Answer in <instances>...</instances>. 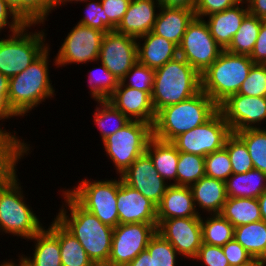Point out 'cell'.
Returning <instances> with one entry per match:
<instances>
[{"mask_svg": "<svg viewBox=\"0 0 266 266\" xmlns=\"http://www.w3.org/2000/svg\"><path fill=\"white\" fill-rule=\"evenodd\" d=\"M61 192L65 203L55 218L81 243L96 266L106 265L111 253L114 228L82 208L65 188Z\"/></svg>", "mask_w": 266, "mask_h": 266, "instance_id": "cell-1", "label": "cell"}, {"mask_svg": "<svg viewBox=\"0 0 266 266\" xmlns=\"http://www.w3.org/2000/svg\"><path fill=\"white\" fill-rule=\"evenodd\" d=\"M48 47L24 71L9 78L8 104L17 116H26L48 98H54L55 89L49 75Z\"/></svg>", "mask_w": 266, "mask_h": 266, "instance_id": "cell-2", "label": "cell"}, {"mask_svg": "<svg viewBox=\"0 0 266 266\" xmlns=\"http://www.w3.org/2000/svg\"><path fill=\"white\" fill-rule=\"evenodd\" d=\"M218 105L202 90L193 97L160 109L152 126L153 137L172 142L180 134L204 124Z\"/></svg>", "mask_w": 266, "mask_h": 266, "instance_id": "cell-3", "label": "cell"}, {"mask_svg": "<svg viewBox=\"0 0 266 266\" xmlns=\"http://www.w3.org/2000/svg\"><path fill=\"white\" fill-rule=\"evenodd\" d=\"M201 91V75L179 55L155 69L151 94L155 112Z\"/></svg>", "mask_w": 266, "mask_h": 266, "instance_id": "cell-4", "label": "cell"}, {"mask_svg": "<svg viewBox=\"0 0 266 266\" xmlns=\"http://www.w3.org/2000/svg\"><path fill=\"white\" fill-rule=\"evenodd\" d=\"M43 25L44 22L34 16L18 31L0 38V73L11 78L24 71L31 65L50 45L46 43L45 30L29 32L34 26Z\"/></svg>", "mask_w": 266, "mask_h": 266, "instance_id": "cell-5", "label": "cell"}, {"mask_svg": "<svg viewBox=\"0 0 266 266\" xmlns=\"http://www.w3.org/2000/svg\"><path fill=\"white\" fill-rule=\"evenodd\" d=\"M18 175L0 183V232L31 239L44 225L39 216L26 204L25 194Z\"/></svg>", "mask_w": 266, "mask_h": 266, "instance_id": "cell-6", "label": "cell"}, {"mask_svg": "<svg viewBox=\"0 0 266 266\" xmlns=\"http://www.w3.org/2000/svg\"><path fill=\"white\" fill-rule=\"evenodd\" d=\"M255 63L249 55L232 54L223 50L216 61L201 74V90L218 106L237 94Z\"/></svg>", "mask_w": 266, "mask_h": 266, "instance_id": "cell-7", "label": "cell"}, {"mask_svg": "<svg viewBox=\"0 0 266 266\" xmlns=\"http://www.w3.org/2000/svg\"><path fill=\"white\" fill-rule=\"evenodd\" d=\"M65 191L86 211L102 223L115 228L119 225L117 209L118 178L92 180L84 178L73 189Z\"/></svg>", "mask_w": 266, "mask_h": 266, "instance_id": "cell-8", "label": "cell"}, {"mask_svg": "<svg viewBox=\"0 0 266 266\" xmlns=\"http://www.w3.org/2000/svg\"><path fill=\"white\" fill-rule=\"evenodd\" d=\"M152 137L151 124L131 120L126 126L102 141L107 157L117 170L116 174L122 175L138 157L146 152Z\"/></svg>", "mask_w": 266, "mask_h": 266, "instance_id": "cell-9", "label": "cell"}, {"mask_svg": "<svg viewBox=\"0 0 266 266\" xmlns=\"http://www.w3.org/2000/svg\"><path fill=\"white\" fill-rule=\"evenodd\" d=\"M223 49L212 37L205 19L194 17L178 46V54L200 75L219 57Z\"/></svg>", "mask_w": 266, "mask_h": 266, "instance_id": "cell-10", "label": "cell"}, {"mask_svg": "<svg viewBox=\"0 0 266 266\" xmlns=\"http://www.w3.org/2000/svg\"><path fill=\"white\" fill-rule=\"evenodd\" d=\"M228 123L218 110L204 124L180 134L172 143L179 152L206 155L224 147L227 137L231 134Z\"/></svg>", "mask_w": 266, "mask_h": 266, "instance_id": "cell-11", "label": "cell"}, {"mask_svg": "<svg viewBox=\"0 0 266 266\" xmlns=\"http://www.w3.org/2000/svg\"><path fill=\"white\" fill-rule=\"evenodd\" d=\"M103 35L98 29L75 24L61 44L53 65L59 68L73 63H98Z\"/></svg>", "mask_w": 266, "mask_h": 266, "instance_id": "cell-12", "label": "cell"}, {"mask_svg": "<svg viewBox=\"0 0 266 266\" xmlns=\"http://www.w3.org/2000/svg\"><path fill=\"white\" fill-rule=\"evenodd\" d=\"M158 224H119L113 230L111 253L105 266H127L156 234Z\"/></svg>", "mask_w": 266, "mask_h": 266, "instance_id": "cell-13", "label": "cell"}, {"mask_svg": "<svg viewBox=\"0 0 266 266\" xmlns=\"http://www.w3.org/2000/svg\"><path fill=\"white\" fill-rule=\"evenodd\" d=\"M231 132L261 128L266 122V97L233 94L218 106Z\"/></svg>", "mask_w": 266, "mask_h": 266, "instance_id": "cell-14", "label": "cell"}, {"mask_svg": "<svg viewBox=\"0 0 266 266\" xmlns=\"http://www.w3.org/2000/svg\"><path fill=\"white\" fill-rule=\"evenodd\" d=\"M137 61L136 38L116 31L104 33L98 62H101L119 81Z\"/></svg>", "mask_w": 266, "mask_h": 266, "instance_id": "cell-15", "label": "cell"}, {"mask_svg": "<svg viewBox=\"0 0 266 266\" xmlns=\"http://www.w3.org/2000/svg\"><path fill=\"white\" fill-rule=\"evenodd\" d=\"M157 233L169 241L180 256L194 259L202 245L201 217L157 219Z\"/></svg>", "mask_w": 266, "mask_h": 266, "instance_id": "cell-16", "label": "cell"}, {"mask_svg": "<svg viewBox=\"0 0 266 266\" xmlns=\"http://www.w3.org/2000/svg\"><path fill=\"white\" fill-rule=\"evenodd\" d=\"M120 177L125 184L138 190L156 206L170 185L158 174L146 153L138 157Z\"/></svg>", "mask_w": 266, "mask_h": 266, "instance_id": "cell-17", "label": "cell"}, {"mask_svg": "<svg viewBox=\"0 0 266 266\" xmlns=\"http://www.w3.org/2000/svg\"><path fill=\"white\" fill-rule=\"evenodd\" d=\"M117 209L119 224L149 223L158 224L157 206L138 190L118 178Z\"/></svg>", "mask_w": 266, "mask_h": 266, "instance_id": "cell-18", "label": "cell"}, {"mask_svg": "<svg viewBox=\"0 0 266 266\" xmlns=\"http://www.w3.org/2000/svg\"><path fill=\"white\" fill-rule=\"evenodd\" d=\"M107 101L130 120L143 121L153 126L156 112L148 92L125 86L119 82L118 87Z\"/></svg>", "mask_w": 266, "mask_h": 266, "instance_id": "cell-19", "label": "cell"}, {"mask_svg": "<svg viewBox=\"0 0 266 266\" xmlns=\"http://www.w3.org/2000/svg\"><path fill=\"white\" fill-rule=\"evenodd\" d=\"M160 7L159 0H131L115 31L136 39L146 35L152 31Z\"/></svg>", "mask_w": 266, "mask_h": 266, "instance_id": "cell-20", "label": "cell"}, {"mask_svg": "<svg viewBox=\"0 0 266 266\" xmlns=\"http://www.w3.org/2000/svg\"><path fill=\"white\" fill-rule=\"evenodd\" d=\"M248 13L247 3L243 0L232 8L207 16L208 18L205 22L209 27L210 33L223 50L229 47L234 35L239 30L243 19Z\"/></svg>", "mask_w": 266, "mask_h": 266, "instance_id": "cell-21", "label": "cell"}, {"mask_svg": "<svg viewBox=\"0 0 266 266\" xmlns=\"http://www.w3.org/2000/svg\"><path fill=\"white\" fill-rule=\"evenodd\" d=\"M178 55V46L162 36L149 32L137 38L138 62L149 68L157 69Z\"/></svg>", "mask_w": 266, "mask_h": 266, "instance_id": "cell-22", "label": "cell"}, {"mask_svg": "<svg viewBox=\"0 0 266 266\" xmlns=\"http://www.w3.org/2000/svg\"><path fill=\"white\" fill-rule=\"evenodd\" d=\"M194 17L195 12L192 10L161 6L151 32L179 46Z\"/></svg>", "mask_w": 266, "mask_h": 266, "instance_id": "cell-23", "label": "cell"}, {"mask_svg": "<svg viewBox=\"0 0 266 266\" xmlns=\"http://www.w3.org/2000/svg\"><path fill=\"white\" fill-rule=\"evenodd\" d=\"M190 189L196 211L199 215H202L199 212L200 210H203L209 215L221 213L223 205L228 198L225 181L204 176L191 185ZM199 208L201 209L199 210Z\"/></svg>", "mask_w": 266, "mask_h": 266, "instance_id": "cell-24", "label": "cell"}, {"mask_svg": "<svg viewBox=\"0 0 266 266\" xmlns=\"http://www.w3.org/2000/svg\"><path fill=\"white\" fill-rule=\"evenodd\" d=\"M201 217L196 211L190 187L171 184L157 206V219Z\"/></svg>", "mask_w": 266, "mask_h": 266, "instance_id": "cell-25", "label": "cell"}, {"mask_svg": "<svg viewBox=\"0 0 266 266\" xmlns=\"http://www.w3.org/2000/svg\"><path fill=\"white\" fill-rule=\"evenodd\" d=\"M43 227L29 240L35 242L33 256L21 255V266H62L58 238L47 228ZM34 252V253H33Z\"/></svg>", "mask_w": 266, "mask_h": 266, "instance_id": "cell-26", "label": "cell"}, {"mask_svg": "<svg viewBox=\"0 0 266 266\" xmlns=\"http://www.w3.org/2000/svg\"><path fill=\"white\" fill-rule=\"evenodd\" d=\"M0 130V183L11 179L17 173V164L32 148L17 133ZM16 133V135H15Z\"/></svg>", "mask_w": 266, "mask_h": 266, "instance_id": "cell-27", "label": "cell"}, {"mask_svg": "<svg viewBox=\"0 0 266 266\" xmlns=\"http://www.w3.org/2000/svg\"><path fill=\"white\" fill-rule=\"evenodd\" d=\"M158 174L170 185H177V166L179 151L172 142H166L152 137L148 142L146 152ZM169 180V182H168ZM171 180L173 182L171 183Z\"/></svg>", "mask_w": 266, "mask_h": 266, "instance_id": "cell-28", "label": "cell"}, {"mask_svg": "<svg viewBox=\"0 0 266 266\" xmlns=\"http://www.w3.org/2000/svg\"><path fill=\"white\" fill-rule=\"evenodd\" d=\"M48 229L58 238L62 266H96L81 243L54 217Z\"/></svg>", "mask_w": 266, "mask_h": 266, "instance_id": "cell-29", "label": "cell"}, {"mask_svg": "<svg viewBox=\"0 0 266 266\" xmlns=\"http://www.w3.org/2000/svg\"><path fill=\"white\" fill-rule=\"evenodd\" d=\"M236 240L260 265H266V222L263 220L239 225L234 229Z\"/></svg>", "mask_w": 266, "mask_h": 266, "instance_id": "cell-30", "label": "cell"}, {"mask_svg": "<svg viewBox=\"0 0 266 266\" xmlns=\"http://www.w3.org/2000/svg\"><path fill=\"white\" fill-rule=\"evenodd\" d=\"M228 198H258L266 190V174L258 169L232 174L226 181Z\"/></svg>", "mask_w": 266, "mask_h": 266, "instance_id": "cell-31", "label": "cell"}, {"mask_svg": "<svg viewBox=\"0 0 266 266\" xmlns=\"http://www.w3.org/2000/svg\"><path fill=\"white\" fill-rule=\"evenodd\" d=\"M220 214L234 227L262 220L257 198H227Z\"/></svg>", "mask_w": 266, "mask_h": 266, "instance_id": "cell-32", "label": "cell"}, {"mask_svg": "<svg viewBox=\"0 0 266 266\" xmlns=\"http://www.w3.org/2000/svg\"><path fill=\"white\" fill-rule=\"evenodd\" d=\"M94 122L97 125L102 141L126 126L131 120L107 100L97 101ZM111 127V128H110Z\"/></svg>", "mask_w": 266, "mask_h": 266, "instance_id": "cell-33", "label": "cell"}, {"mask_svg": "<svg viewBox=\"0 0 266 266\" xmlns=\"http://www.w3.org/2000/svg\"><path fill=\"white\" fill-rule=\"evenodd\" d=\"M262 21L263 19L248 13L226 51L232 54L250 55L258 38Z\"/></svg>", "mask_w": 266, "mask_h": 266, "instance_id": "cell-34", "label": "cell"}, {"mask_svg": "<svg viewBox=\"0 0 266 266\" xmlns=\"http://www.w3.org/2000/svg\"><path fill=\"white\" fill-rule=\"evenodd\" d=\"M205 218L201 216L202 242L204 244L222 247L234 239L235 227L221 214H210Z\"/></svg>", "mask_w": 266, "mask_h": 266, "instance_id": "cell-35", "label": "cell"}, {"mask_svg": "<svg viewBox=\"0 0 266 266\" xmlns=\"http://www.w3.org/2000/svg\"><path fill=\"white\" fill-rule=\"evenodd\" d=\"M235 134L245 143L254 169L266 174V127L244 129Z\"/></svg>", "mask_w": 266, "mask_h": 266, "instance_id": "cell-36", "label": "cell"}, {"mask_svg": "<svg viewBox=\"0 0 266 266\" xmlns=\"http://www.w3.org/2000/svg\"><path fill=\"white\" fill-rule=\"evenodd\" d=\"M205 176V157L179 152L177 185L190 187Z\"/></svg>", "mask_w": 266, "mask_h": 266, "instance_id": "cell-37", "label": "cell"}, {"mask_svg": "<svg viewBox=\"0 0 266 266\" xmlns=\"http://www.w3.org/2000/svg\"><path fill=\"white\" fill-rule=\"evenodd\" d=\"M90 95L96 101L107 100L119 85V80L101 63L88 73Z\"/></svg>", "mask_w": 266, "mask_h": 266, "instance_id": "cell-38", "label": "cell"}, {"mask_svg": "<svg viewBox=\"0 0 266 266\" xmlns=\"http://www.w3.org/2000/svg\"><path fill=\"white\" fill-rule=\"evenodd\" d=\"M224 147L232 164V174L246 173L254 168L245 143L235 133L227 137Z\"/></svg>", "mask_w": 266, "mask_h": 266, "instance_id": "cell-39", "label": "cell"}, {"mask_svg": "<svg viewBox=\"0 0 266 266\" xmlns=\"http://www.w3.org/2000/svg\"><path fill=\"white\" fill-rule=\"evenodd\" d=\"M146 249L151 255L152 266H177L178 252L157 232L150 239Z\"/></svg>", "mask_w": 266, "mask_h": 266, "instance_id": "cell-40", "label": "cell"}, {"mask_svg": "<svg viewBox=\"0 0 266 266\" xmlns=\"http://www.w3.org/2000/svg\"><path fill=\"white\" fill-rule=\"evenodd\" d=\"M88 1L90 2L88 3ZM83 2L86 3V12H84L85 16L77 22L78 24L98 29L104 33L115 31L116 26L108 19L100 0H86Z\"/></svg>", "mask_w": 266, "mask_h": 266, "instance_id": "cell-41", "label": "cell"}, {"mask_svg": "<svg viewBox=\"0 0 266 266\" xmlns=\"http://www.w3.org/2000/svg\"><path fill=\"white\" fill-rule=\"evenodd\" d=\"M232 175V164L223 147L205 156V176L226 181Z\"/></svg>", "mask_w": 266, "mask_h": 266, "instance_id": "cell-42", "label": "cell"}, {"mask_svg": "<svg viewBox=\"0 0 266 266\" xmlns=\"http://www.w3.org/2000/svg\"><path fill=\"white\" fill-rule=\"evenodd\" d=\"M154 74L155 69L149 68L137 61L120 82L125 86L143 90L151 95L153 90Z\"/></svg>", "mask_w": 266, "mask_h": 266, "instance_id": "cell-43", "label": "cell"}, {"mask_svg": "<svg viewBox=\"0 0 266 266\" xmlns=\"http://www.w3.org/2000/svg\"><path fill=\"white\" fill-rule=\"evenodd\" d=\"M238 94L250 97H266V64H254L252 66Z\"/></svg>", "mask_w": 266, "mask_h": 266, "instance_id": "cell-44", "label": "cell"}, {"mask_svg": "<svg viewBox=\"0 0 266 266\" xmlns=\"http://www.w3.org/2000/svg\"><path fill=\"white\" fill-rule=\"evenodd\" d=\"M222 249L230 266H260L234 239L228 241Z\"/></svg>", "mask_w": 266, "mask_h": 266, "instance_id": "cell-45", "label": "cell"}, {"mask_svg": "<svg viewBox=\"0 0 266 266\" xmlns=\"http://www.w3.org/2000/svg\"><path fill=\"white\" fill-rule=\"evenodd\" d=\"M194 260L203 262L205 266H230L222 247L210 244L202 243Z\"/></svg>", "mask_w": 266, "mask_h": 266, "instance_id": "cell-46", "label": "cell"}, {"mask_svg": "<svg viewBox=\"0 0 266 266\" xmlns=\"http://www.w3.org/2000/svg\"><path fill=\"white\" fill-rule=\"evenodd\" d=\"M243 0H197L195 16L205 19L207 16L232 8Z\"/></svg>", "mask_w": 266, "mask_h": 266, "instance_id": "cell-47", "label": "cell"}, {"mask_svg": "<svg viewBox=\"0 0 266 266\" xmlns=\"http://www.w3.org/2000/svg\"><path fill=\"white\" fill-rule=\"evenodd\" d=\"M131 0H100L108 19L117 27L126 13Z\"/></svg>", "mask_w": 266, "mask_h": 266, "instance_id": "cell-48", "label": "cell"}, {"mask_svg": "<svg viewBox=\"0 0 266 266\" xmlns=\"http://www.w3.org/2000/svg\"><path fill=\"white\" fill-rule=\"evenodd\" d=\"M255 64H266V20H263L254 48L249 55Z\"/></svg>", "mask_w": 266, "mask_h": 266, "instance_id": "cell-49", "label": "cell"}, {"mask_svg": "<svg viewBox=\"0 0 266 266\" xmlns=\"http://www.w3.org/2000/svg\"><path fill=\"white\" fill-rule=\"evenodd\" d=\"M86 0H36V16H38L44 23L48 21L49 13L58 8L61 5H67L68 3H80ZM66 3V4H65Z\"/></svg>", "mask_w": 266, "mask_h": 266, "instance_id": "cell-50", "label": "cell"}, {"mask_svg": "<svg viewBox=\"0 0 266 266\" xmlns=\"http://www.w3.org/2000/svg\"><path fill=\"white\" fill-rule=\"evenodd\" d=\"M249 13L266 20V0H245Z\"/></svg>", "mask_w": 266, "mask_h": 266, "instance_id": "cell-51", "label": "cell"}, {"mask_svg": "<svg viewBox=\"0 0 266 266\" xmlns=\"http://www.w3.org/2000/svg\"><path fill=\"white\" fill-rule=\"evenodd\" d=\"M18 117L12 109L9 107L8 104V94H0V121H5L6 119L15 118ZM2 126L3 124L0 123ZM0 125V130H6L3 129Z\"/></svg>", "mask_w": 266, "mask_h": 266, "instance_id": "cell-52", "label": "cell"}, {"mask_svg": "<svg viewBox=\"0 0 266 266\" xmlns=\"http://www.w3.org/2000/svg\"><path fill=\"white\" fill-rule=\"evenodd\" d=\"M161 6L168 8H185L195 11L197 0H159Z\"/></svg>", "mask_w": 266, "mask_h": 266, "instance_id": "cell-53", "label": "cell"}, {"mask_svg": "<svg viewBox=\"0 0 266 266\" xmlns=\"http://www.w3.org/2000/svg\"><path fill=\"white\" fill-rule=\"evenodd\" d=\"M127 266H152L150 253L147 249L141 251Z\"/></svg>", "mask_w": 266, "mask_h": 266, "instance_id": "cell-54", "label": "cell"}, {"mask_svg": "<svg viewBox=\"0 0 266 266\" xmlns=\"http://www.w3.org/2000/svg\"><path fill=\"white\" fill-rule=\"evenodd\" d=\"M257 199L260 206L261 218L266 222V190Z\"/></svg>", "mask_w": 266, "mask_h": 266, "instance_id": "cell-55", "label": "cell"}, {"mask_svg": "<svg viewBox=\"0 0 266 266\" xmlns=\"http://www.w3.org/2000/svg\"><path fill=\"white\" fill-rule=\"evenodd\" d=\"M9 93V78L0 73V94Z\"/></svg>", "mask_w": 266, "mask_h": 266, "instance_id": "cell-56", "label": "cell"}, {"mask_svg": "<svg viewBox=\"0 0 266 266\" xmlns=\"http://www.w3.org/2000/svg\"><path fill=\"white\" fill-rule=\"evenodd\" d=\"M17 261L18 263H16V261L15 260L13 261L12 259H8V261L3 260L2 263L0 262V266H21L20 261L19 260Z\"/></svg>", "mask_w": 266, "mask_h": 266, "instance_id": "cell-57", "label": "cell"}]
</instances>
